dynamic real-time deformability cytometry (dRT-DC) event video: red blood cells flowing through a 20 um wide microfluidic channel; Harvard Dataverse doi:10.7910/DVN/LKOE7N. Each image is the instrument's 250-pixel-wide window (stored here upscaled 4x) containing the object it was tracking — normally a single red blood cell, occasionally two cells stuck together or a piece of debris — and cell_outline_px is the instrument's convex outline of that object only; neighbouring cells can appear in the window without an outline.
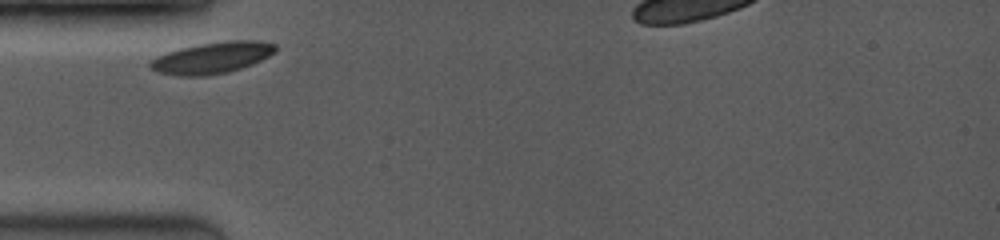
{"species": "common noctule bat (a hibernating species)", "species_latin": "Nyctalus noctula", "temperature_condition": "room temperature", "stored_images_in_passage": 20, "camera_frame_rate_fps": 3500, "um_per_image_px": 0.085, "animal": {"sex": "female", "body_mass_g": 19.0, "forearm_length_mm": 53.3}, "frame": {"image": 1, "passage_image": 1, "time_ms": 0.0, "image_size_px": [1000, 240], "cell_outline_px": [[276, 52], [252, 64], [228, 72], [204, 76], [180, 76], [156, 72], [148, 64], [156, 56], [180, 48], [200, 44], [232, 40], [256, 40], [276, 44]], "centroid_in_image_um": [18.03, 4.91], "position_along_channel_um": 67.0, "area_um2": 22.77}}
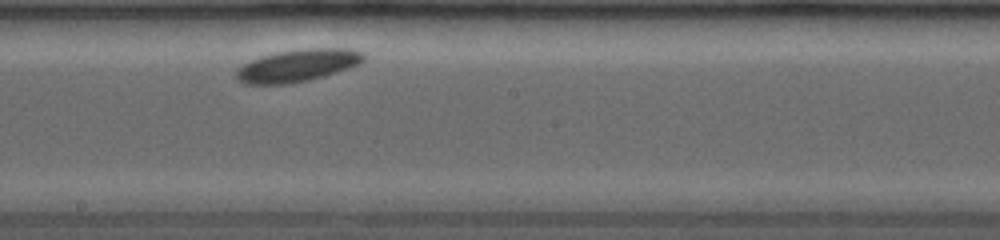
{"frame": {"image": 2, "passage_image": 9, "time_ms": 4.286, "image_size_px": [1000, 240], "cell_outline_px": [[364, 60], [360, 64], [324, 76], [308, 80], [288, 84], [244, 84], [236, 76], [236, 72], [244, 64], [260, 56], [276, 52], [296, 48], [348, 48], [364, 52]], "centroid_in_image_um": [25.33, 5.55], "position_along_channel_um": 222.9, "area_um2": 24.04}}
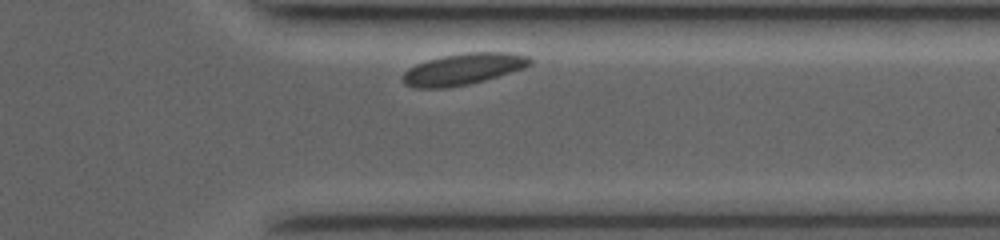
{"frame": {"image": 3, "passage_image": 18, "time_ms": 8.286, "image_size_px": [1000, 240], "cell_outline_px": [[532, 64], [524, 68], [484, 80], [468, 84], [448, 88], [416, 88], [404, 84], [404, 72], [408, 68], [416, 64], [428, 60], [444, 56], [468, 52], [508, 52], [528, 56], [532, 60]], "centroid_in_image_um": [39.39, 5.87], "position_along_channel_um": 372.0, "area_um2": 23.12}}